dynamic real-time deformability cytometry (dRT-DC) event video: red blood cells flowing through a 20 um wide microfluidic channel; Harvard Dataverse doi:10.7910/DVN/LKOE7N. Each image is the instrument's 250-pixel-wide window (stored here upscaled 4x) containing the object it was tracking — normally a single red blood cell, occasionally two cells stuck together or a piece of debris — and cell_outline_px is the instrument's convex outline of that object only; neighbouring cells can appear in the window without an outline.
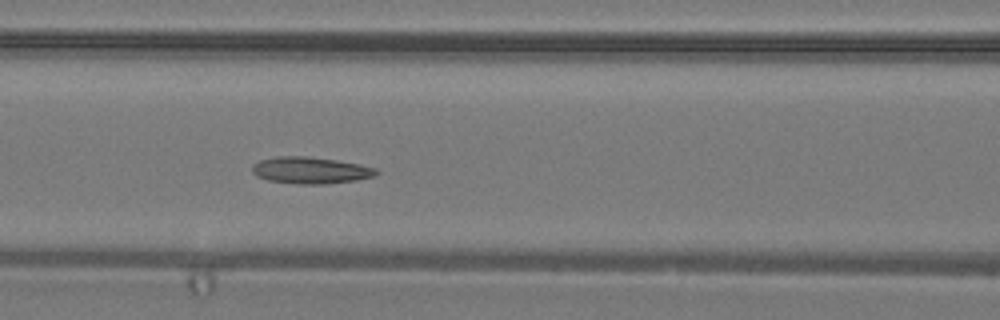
{"species": "common noctule bat (a hibernating species)", "species_latin": "Nyctalus noctula", "temperature_condition": "warm", "stored_images_in_passage": 25, "camera_frame_rate_fps": 3000, "um_per_image_px": 0.085, "animal": {"sex": "male", "body_mass_g": 19.2, "forearm_length_mm": 51.8}, "frame": {"image": 1, "passage_image": 8, "time_ms": 2.333, "image_size_px": [1000, 320], "cell_outline_px": [[380, 172], [372, 176], [356, 180], [324, 184], [296, 184], [268, 180], [256, 176], [252, 172], [252, 164], [260, 160], [276, 156], [308, 156], [336, 160], [360, 164], [376, 168]], "centroid_in_image_um": [26.37, 14.47], "position_along_channel_um": 140.2, "area_um2": 19.36}}
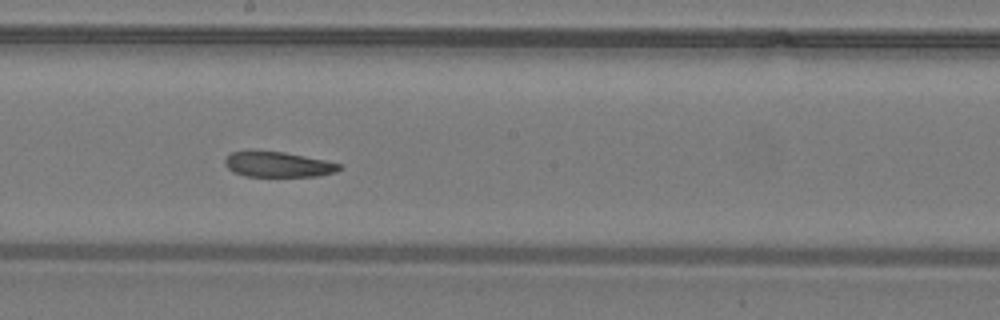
{"frame": {"image": 2, "passage_image": 13, "time_ms": 4.0, "image_size_px": [1000, 320], "cell_outline_px": [[340, 168], [336, 172], [320, 176], [244, 176], [232, 172], [224, 164], [224, 160], [232, 152], [248, 148], [252, 148], [284, 152], [324, 160], [340, 164]], "centroid_in_image_um": [23.54, 13.94], "position_along_channel_um": 224.7, "area_um2": 17.34}}
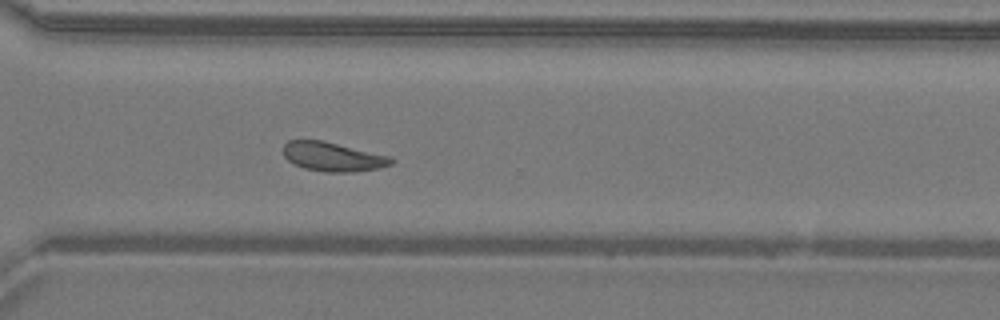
{"frame": {"image": 3, "passage_image": 20, "time_ms": 6.333, "image_size_px": [1000, 320], "cell_outline_px": [[396, 160], [392, 164], [380, 168], [352, 172], [324, 172], [304, 168], [292, 164], [284, 156], [284, 144], [288, 140], [324, 140], [392, 156]], "centroid_in_image_um": [28.33, 13.32], "position_along_channel_um": 342.3, "area_um2": 18.67}}